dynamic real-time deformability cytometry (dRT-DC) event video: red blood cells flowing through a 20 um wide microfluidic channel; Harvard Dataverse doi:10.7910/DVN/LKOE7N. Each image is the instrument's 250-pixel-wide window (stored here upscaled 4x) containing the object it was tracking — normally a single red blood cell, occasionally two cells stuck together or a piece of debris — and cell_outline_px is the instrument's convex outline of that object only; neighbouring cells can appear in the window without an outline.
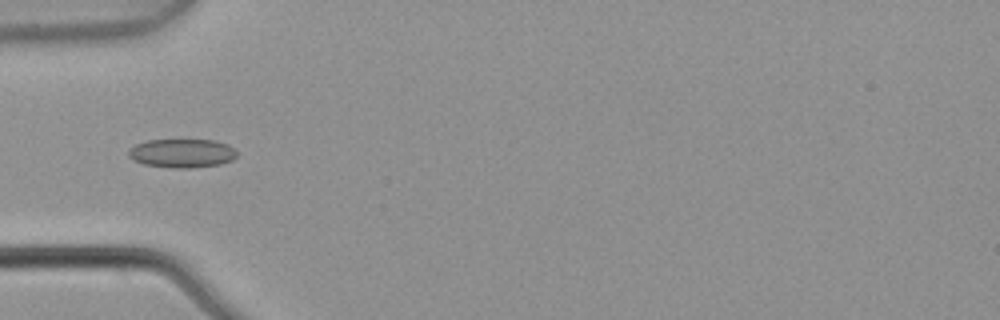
{"species": "common noctule bat (a hibernating species)", "species_latin": "Nyctalus noctula", "temperature_condition": "warm", "stored_images_in_passage": 5, "camera_frame_rate_fps": 3000, "um_per_image_px": 0.085, "animal": {"sex": "male", "body_mass_g": 21.5, "forearm_length_mm": 52.0}, "frame": {"image": 1, "passage_image": 5, "time_ms": 1.333, "image_size_px": [1000, 320], "cell_outline_px": [[236, 156], [232, 160], [220, 164], [192, 168], [172, 168], [144, 164], [132, 160], [128, 156], [128, 152], [136, 144], [148, 140], [216, 140], [228, 144], [236, 152]], "centroid_in_image_um": [15.47, 13.03], "position_along_channel_um": 69.5, "area_um2": 18.15}}